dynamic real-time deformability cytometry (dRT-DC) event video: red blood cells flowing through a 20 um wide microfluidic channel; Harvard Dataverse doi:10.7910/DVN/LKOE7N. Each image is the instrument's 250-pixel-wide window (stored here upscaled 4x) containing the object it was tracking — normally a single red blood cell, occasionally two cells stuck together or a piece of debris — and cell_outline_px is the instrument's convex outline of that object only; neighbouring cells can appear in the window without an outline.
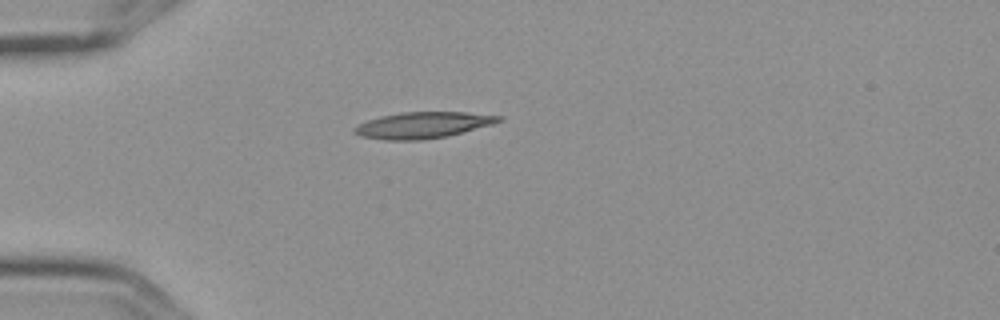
{"species": "Egyptian fruit bat (a non-hibernating species)", "species_latin": "Rousettus aegyptiacus", "temperature_condition": "cold", "stored_images_in_passage": 4, "camera_frame_rate_fps": 3000, "um_per_image_px": 0.085, "frame": {"image": 1, "passage_image": 4, "time_ms": 1.0, "image_size_px": [1000, 320], "cell_outline_px": [[504, 120], [492, 124], [448, 136], [420, 140], [384, 140], [360, 136], [352, 132], [352, 128], [368, 120], [380, 116], [400, 112], [464, 112], [500, 116]], "centroid_in_image_um": [35.9, 10.64], "position_along_channel_um": 49.1, "area_um2": 22.02}}